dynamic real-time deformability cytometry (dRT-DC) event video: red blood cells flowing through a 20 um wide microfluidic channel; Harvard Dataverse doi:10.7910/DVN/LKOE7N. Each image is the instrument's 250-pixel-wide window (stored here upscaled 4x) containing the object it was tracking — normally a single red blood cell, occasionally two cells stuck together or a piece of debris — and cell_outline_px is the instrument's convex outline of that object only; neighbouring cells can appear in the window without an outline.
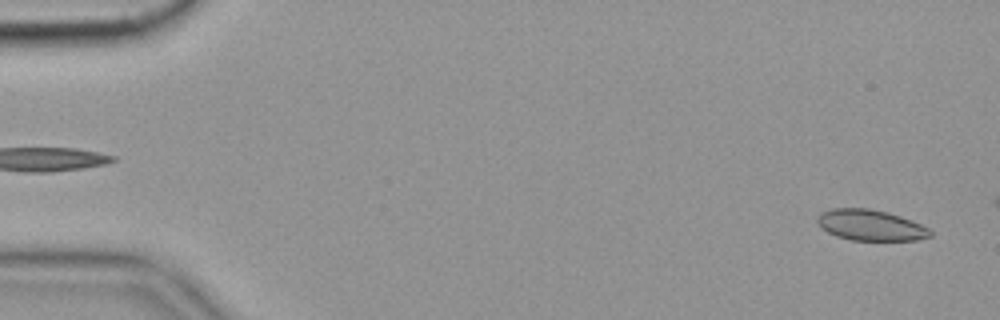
{"species": "common noctule bat (a hibernating species)", "species_latin": "Nyctalus noctula", "temperature_condition": "cold", "stored_images_in_passage": 52, "camera_frame_rate_fps": 3000, "um_per_image_px": 0.085, "animal": {"sex": "female", "body_mass_g": 19.9}, "frame": {"image": 1, "passage_image": 3, "time_ms": 0.667, "image_size_px": [1000, 320], "cell_outline_px": [[932, 236], [916, 240], [852, 240], [836, 236], [828, 232], [816, 220], [820, 212], [832, 208], [868, 208], [888, 212], [912, 220], [928, 228], [932, 232]], "centroid_in_image_um": [74.01, 19.13], "position_along_channel_um": 11.0, "area_um2": 20.23}}
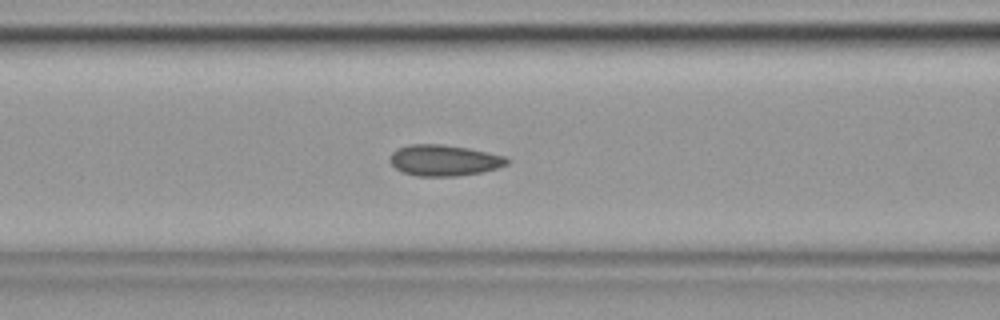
{"frame": {"image": 2, "passage_image": 24, "time_ms": 7.667, "image_size_px": [1000, 320], "cell_outline_px": [[512, 160], [508, 164], [500, 168], [480, 172], [456, 176], [416, 176], [404, 172], [396, 168], [388, 160], [392, 152], [396, 148], [408, 144], [444, 144], [468, 148], [488, 152], [504, 156]], "centroid_in_image_um": [37.76, 13.62], "position_along_channel_um": 128.8, "area_um2": 21.39}}